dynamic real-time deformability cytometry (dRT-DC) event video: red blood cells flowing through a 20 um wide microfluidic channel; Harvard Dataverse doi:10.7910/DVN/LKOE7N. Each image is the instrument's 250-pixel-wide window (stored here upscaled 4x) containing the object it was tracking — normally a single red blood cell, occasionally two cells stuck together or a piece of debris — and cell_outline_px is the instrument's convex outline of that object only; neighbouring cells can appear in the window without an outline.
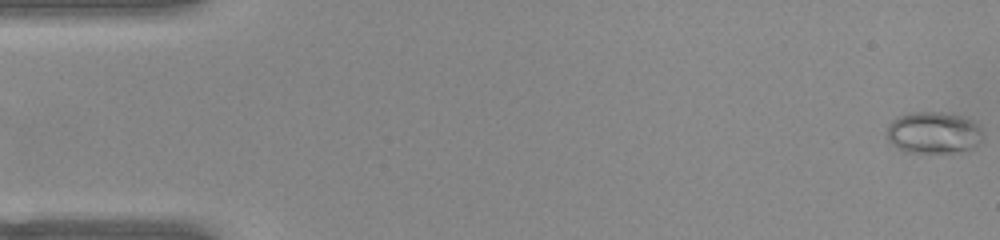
{"species": "common noctule bat (a hibernating species)", "species_latin": "Nyctalus noctula", "temperature_condition": "warm", "stored_images_in_passage": 14, "camera_frame_rate_fps": 3000, "um_per_image_px": 0.085, "animal": {"sex": "female", "body_mass_g": 22.0, "forearm_length_mm": 56.7}, "frame": {"image": 1, "passage_image": 1, "time_ms": 0.0, "image_size_px": [1000, 240], "cell_outline_px": [[984, 132], [980, 140], [972, 148], [956, 152], [932, 156], [904, 152], [896, 148], [888, 140], [888, 124], [896, 116], [908, 112], [944, 112], [964, 116], [972, 120]], "centroid_in_image_um": [79.32, 11.31], "position_along_channel_um": 5.7, "area_um2": 24.28}}